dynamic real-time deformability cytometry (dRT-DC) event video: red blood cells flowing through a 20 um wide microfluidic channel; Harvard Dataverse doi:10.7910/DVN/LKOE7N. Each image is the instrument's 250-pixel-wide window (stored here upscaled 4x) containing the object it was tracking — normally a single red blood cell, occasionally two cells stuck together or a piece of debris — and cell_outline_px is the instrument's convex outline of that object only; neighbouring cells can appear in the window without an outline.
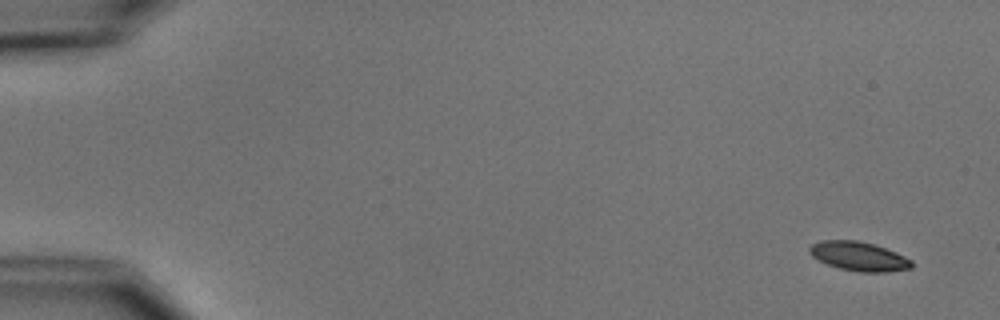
{"species": "common noctule bat (a hibernating species)", "species_latin": "Nyctalus noctula", "temperature_condition": "cold", "stored_images_in_passage": 5, "camera_frame_rate_fps": 3000, "um_per_image_px": 0.085, "animal": {"sex": "male", "body_mass_g": 15.6}, "frame": {"image": 1, "passage_image": 1, "time_ms": 0.0, "image_size_px": [1000, 320], "cell_outline_px": [[912, 268], [888, 272], [860, 272], [840, 268], [828, 264], [812, 256], [808, 252], [808, 248], [812, 244], [820, 240], [856, 240], [872, 244], [896, 252], [912, 260]], "centroid_in_image_um": [73.0, 21.78], "position_along_channel_um": 12.0, "area_um2": 17.22}}
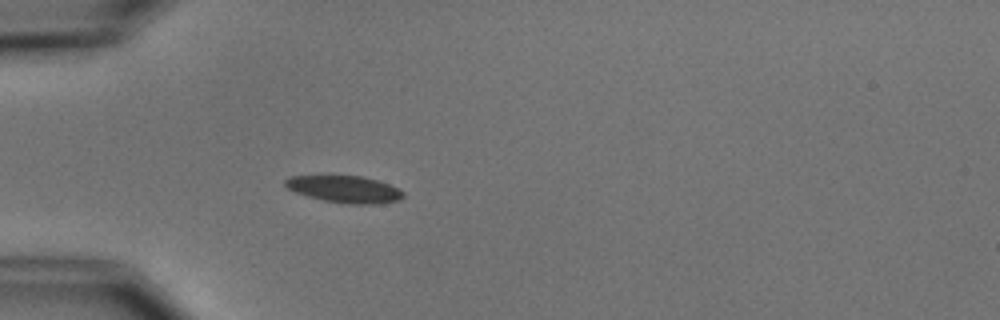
{"frame": {"image": 2, "passage_image": 5, "time_ms": 4.667, "image_size_px": [1000, 320], "cell_outline_px": [[404, 196], [400, 200], [376, 204], [348, 204], [324, 200], [308, 196], [296, 192], [288, 188], [284, 184], [284, 180], [288, 176], [364, 176], [388, 184], [404, 192]], "centroid_in_image_um": [29.29, 16.08], "position_along_channel_um": 55.7, "area_um2": 18.38}}